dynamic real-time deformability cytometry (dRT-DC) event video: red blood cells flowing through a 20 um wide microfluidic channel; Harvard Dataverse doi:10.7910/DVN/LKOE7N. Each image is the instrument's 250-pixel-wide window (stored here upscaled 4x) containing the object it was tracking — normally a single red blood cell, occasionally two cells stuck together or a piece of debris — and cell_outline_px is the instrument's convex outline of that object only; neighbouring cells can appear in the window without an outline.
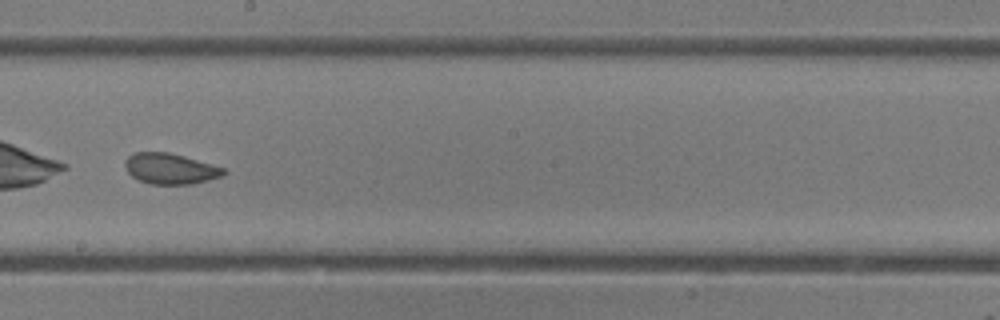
{"species": "common noctule bat (a hibernating species)", "species_latin": "Nyctalus noctula", "temperature_condition": "room temperature", "stored_images_in_passage": 35, "camera_frame_rate_fps": 3000, "um_per_image_px": 0.085, "animal": {"sex": "female"}, "frame": {"image": 1, "passage_image": 16, "time_ms": 5.0, "image_size_px": [1000, 320], "cell_outline_px": [[228, 172], [220, 176], [208, 180], [192, 184], [152, 184], [140, 180], [132, 176], [128, 172], [124, 164], [124, 160], [128, 156], [136, 152], [168, 152], [184, 156], [212, 164], [224, 168]], "centroid_in_image_um": [14.47, 14.33], "position_along_channel_um": 233.7, "area_um2": 17.57}, "authors_computed_cell_mechanics": {"area_um2": 18.7272, "velocity_mm_per_s": 4.3079, "shape_relaxation_time_tau1_ms": 0.1851, "shape_relaxation_time_tau2_ms": 1.2468, "deformation_change_tau1": 0.2705, "deformation_change_tau2": 0.0713}}